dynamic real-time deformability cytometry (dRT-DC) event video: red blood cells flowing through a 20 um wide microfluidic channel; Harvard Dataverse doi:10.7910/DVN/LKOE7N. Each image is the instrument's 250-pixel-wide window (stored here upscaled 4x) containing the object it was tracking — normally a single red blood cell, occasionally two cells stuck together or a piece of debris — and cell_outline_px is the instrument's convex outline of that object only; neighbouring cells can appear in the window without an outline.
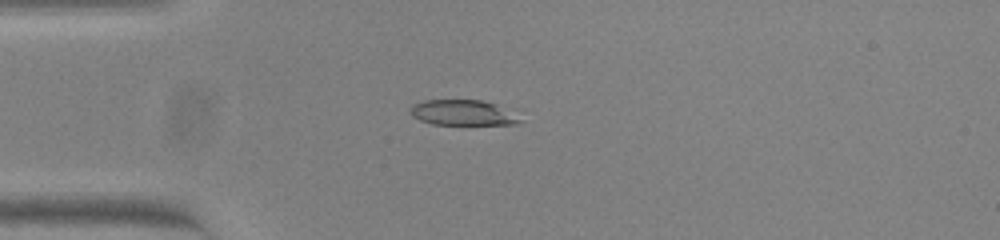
{"species": "common noctule bat (a hibernating species)", "species_latin": "Nyctalus noctula", "temperature_condition": "warm", "stored_images_in_passage": 40, "camera_frame_rate_fps": 3000, "um_per_image_px": 0.085, "animal": {"sex": "female", "body_mass_g": 23.0, "forearm_length_mm": 53.4}, "frame": {"image": 1, "passage_image": 1, "time_ms": 0.0, "image_size_px": [1000, 240], "cell_outline_px": [[524, 120], [516, 124], [432, 124], [420, 120], [412, 116], [412, 104], [424, 100], [480, 100], [520, 108]], "centroid_in_image_um": [39.59, 9.56], "position_along_channel_um": 45.4, "area_um2": 17.05}}
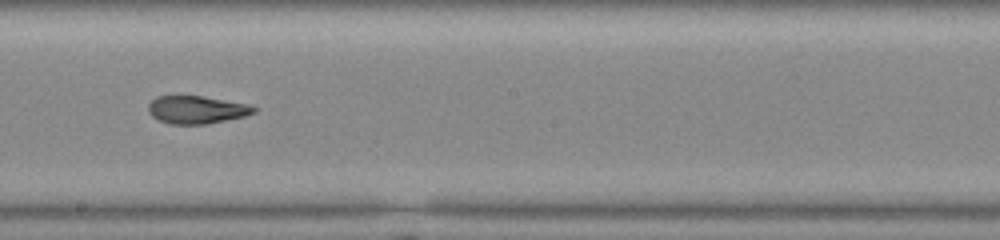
{"frame": {"image": 2, "passage_image": 17, "time_ms": 5.333, "image_size_px": [1000, 240], "cell_outline_px": [[256, 112], [244, 116], [204, 124], [168, 124], [152, 116], [148, 112], [148, 104], [156, 96], [204, 96], [248, 104], [256, 108]], "centroid_in_image_um": [16.69, 9.32], "position_along_channel_um": 231.5, "area_um2": 16.99}}
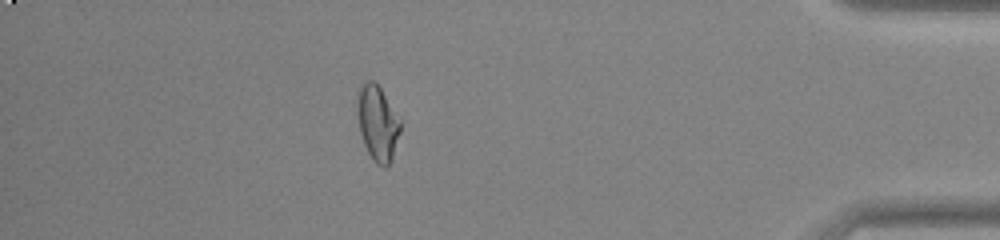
{"frame": {"image": 3, "passage_image": 34, "time_ms": 11.0, "image_size_px": [1000, 240], "cell_outline_px": [[404, 120], [392, 160], [384, 168], [376, 164], [372, 160], [364, 144], [360, 132], [356, 112], [356, 92], [360, 84], [364, 80], [372, 80], [380, 88]], "centroid_in_image_um": [32.1, 10.43], "position_along_channel_um": 403.1, "area_um2": 19.77}, "authors_computed_cell_mechanics": {"area_um2": 17.918, "velocity_mm_per_s": 3.8362, "shape_relaxation_time_tau1_ms": null, "shape_relaxation_time_tau2_ms": 1.7862, "deformation_change_tau1": null, "deformation_change_tau2": 0.0796}}